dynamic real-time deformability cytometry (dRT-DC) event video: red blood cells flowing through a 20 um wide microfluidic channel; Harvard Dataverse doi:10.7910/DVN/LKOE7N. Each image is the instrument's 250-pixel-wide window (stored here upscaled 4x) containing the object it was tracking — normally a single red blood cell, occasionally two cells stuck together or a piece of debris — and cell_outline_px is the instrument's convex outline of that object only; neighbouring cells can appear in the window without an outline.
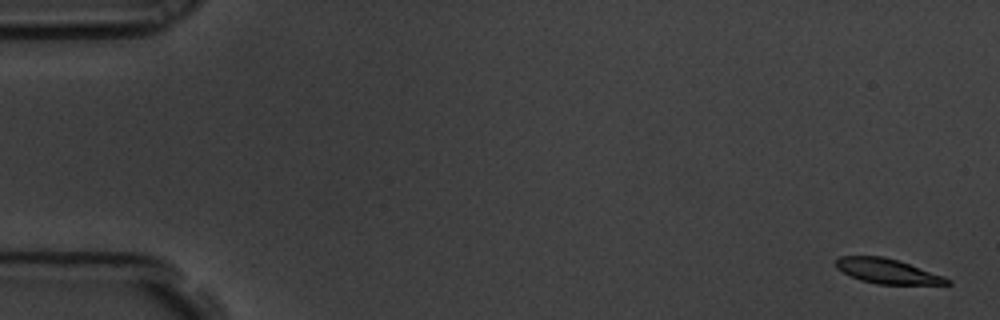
{"species": "common noctule bat (a hibernating species)", "species_latin": "Nyctalus noctula", "temperature_condition": "room temperature", "stored_images_in_passage": 6, "camera_frame_rate_fps": 3000, "um_per_image_px": 0.085, "animal": {"sex": "male", "body_mass_g": 19.5, "forearm_length_mm": 54.6}, "frame": {"image": 1, "passage_image": 1, "time_ms": 0.0, "image_size_px": [1000, 320], "cell_outline_px": [[952, 284], [876, 284], [860, 280], [836, 268], [836, 260], [840, 256], [884, 256], [900, 260], [944, 276], [952, 280]], "centroid_in_image_um": [75.46, 23.04], "position_along_channel_um": 9.5, "area_um2": 16.13}}
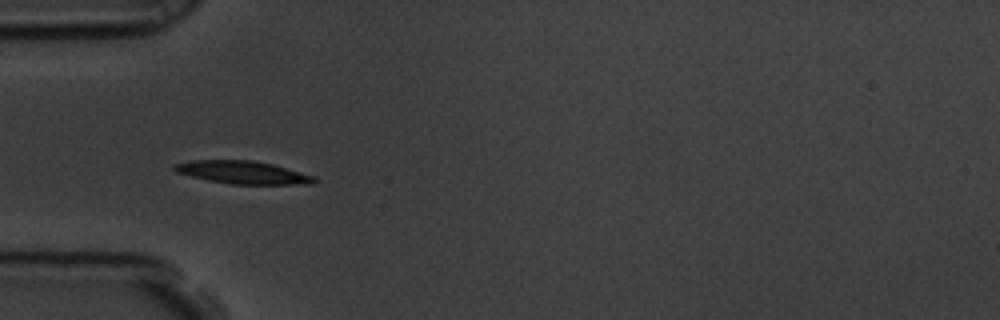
{"frame": {"image": 2, "passage_image": 5, "time_ms": 1.333, "image_size_px": [1000, 320], "cell_outline_px": [[316, 180], [312, 184], [232, 184], [208, 180], [176, 172], [172, 168], [172, 164], [192, 160], [252, 160], [272, 164], [316, 176]], "centroid_in_image_um": [20.62, 14.65], "position_along_channel_um": 64.4, "area_um2": 18.55}}
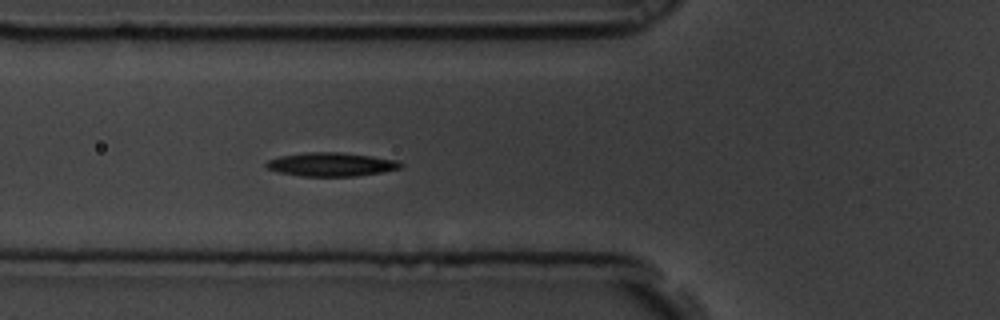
{"frame": {"image": 3, "passage_image": 6, "time_ms": 1.667, "image_size_px": [1000, 320], "cell_outline_px": [[404, 164], [400, 168], [380, 172], [356, 176], [300, 176], [280, 172], [268, 168], [264, 164], [268, 160], [280, 156], [304, 152], [336, 152], [372, 156], [400, 160]], "centroid_in_image_um": [28.17, 13.97], "position_along_channel_um": 97.6, "area_um2": 18.5}}